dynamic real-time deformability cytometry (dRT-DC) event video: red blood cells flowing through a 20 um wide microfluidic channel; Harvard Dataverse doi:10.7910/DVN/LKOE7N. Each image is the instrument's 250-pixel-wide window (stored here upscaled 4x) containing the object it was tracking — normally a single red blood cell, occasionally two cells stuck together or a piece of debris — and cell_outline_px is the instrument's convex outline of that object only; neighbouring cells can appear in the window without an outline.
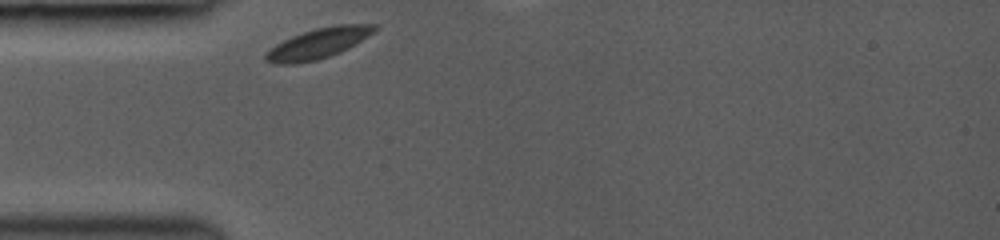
{"species": "common noctule bat (a hibernating species)", "species_latin": "Nyctalus noctula", "temperature_condition": "room temperature", "stored_images_in_passage": 4, "camera_frame_rate_fps": 3000, "um_per_image_px": 0.085, "animal": {"sex": "female", "body_mass_g": 19.0, "forearm_length_mm": 53.3}, "frame": {"image": 1, "passage_image": 1, "time_ms": 0.0, "image_size_px": [1000, 240], "cell_outline_px": [[380, 28], [368, 36], [348, 48], [340, 52], [316, 60], [296, 64], [276, 64], [264, 60], [264, 52], [276, 44], [292, 36], [316, 28], [336, 24], [376, 24]], "centroid_in_image_um": [27.04, 3.68], "position_along_channel_um": 58.0, "area_um2": 19.25}}